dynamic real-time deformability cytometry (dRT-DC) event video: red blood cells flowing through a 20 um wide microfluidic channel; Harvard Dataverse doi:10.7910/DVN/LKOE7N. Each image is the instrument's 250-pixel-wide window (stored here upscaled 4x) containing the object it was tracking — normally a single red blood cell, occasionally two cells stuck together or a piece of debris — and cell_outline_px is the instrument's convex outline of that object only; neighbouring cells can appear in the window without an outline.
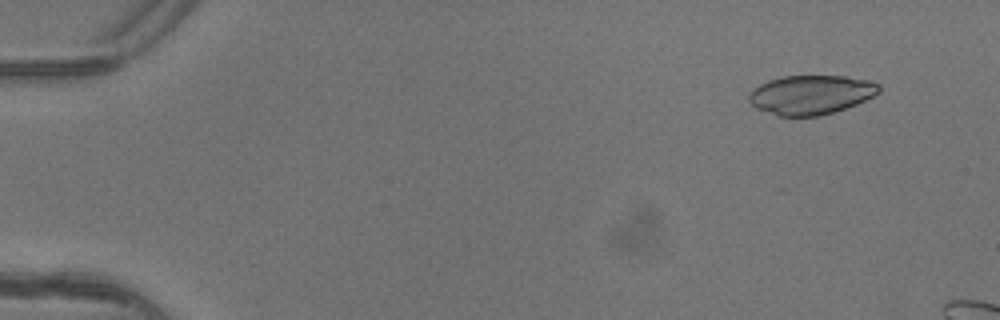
{"species": "common noctule bat (a hibernating species)", "species_latin": "Nyctalus noctula", "temperature_condition": "warm", "stored_images_in_passage": 4, "camera_frame_rate_fps": 3000, "um_per_image_px": 0.085, "animal": {"sex": "female"}, "frame": {"image": 1, "passage_image": 2, "time_ms": 0.333, "image_size_px": [1000, 320], "cell_outline_px": [[880, 92], [856, 104], [820, 116], [776, 116], [756, 108], [748, 100], [748, 96], [760, 84], [768, 80], [784, 76], [844, 76], [864, 80], [880, 84]], "centroid_in_image_um": [68.9, 8.06], "position_along_channel_um": 16.1, "area_um2": 29.42}}